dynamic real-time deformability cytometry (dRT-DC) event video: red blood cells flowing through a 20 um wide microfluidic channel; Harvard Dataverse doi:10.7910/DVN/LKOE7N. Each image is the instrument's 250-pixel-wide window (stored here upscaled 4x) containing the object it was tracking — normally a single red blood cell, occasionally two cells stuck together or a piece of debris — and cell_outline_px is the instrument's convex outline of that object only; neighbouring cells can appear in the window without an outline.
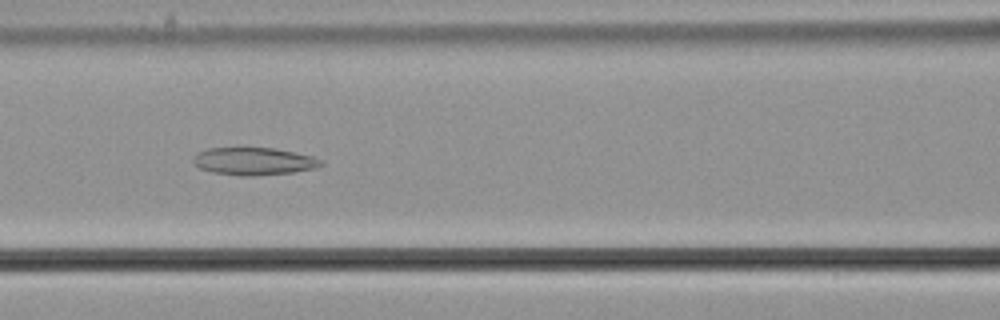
{"species": "common noctule bat (a hibernating species)", "species_latin": "Nyctalus noctula", "temperature_condition": "cold", "stored_images_in_passage": 54, "camera_frame_rate_fps": 3000, "um_per_image_px": 0.085, "animal": {"sex": "male", "body_mass_g": 21.5, "forearm_length_mm": 52.0}, "frame": {"image": 1, "passage_image": 25, "time_ms": 8.0, "image_size_px": [1000, 320], "cell_outline_px": [[324, 164], [316, 168], [292, 172], [252, 176], [240, 176], [212, 172], [200, 168], [192, 160], [196, 152], [208, 148], [272, 148], [312, 156], [324, 160]], "centroid_in_image_um": [21.57, 13.71], "position_along_channel_um": 145.0, "area_um2": 20.46}}
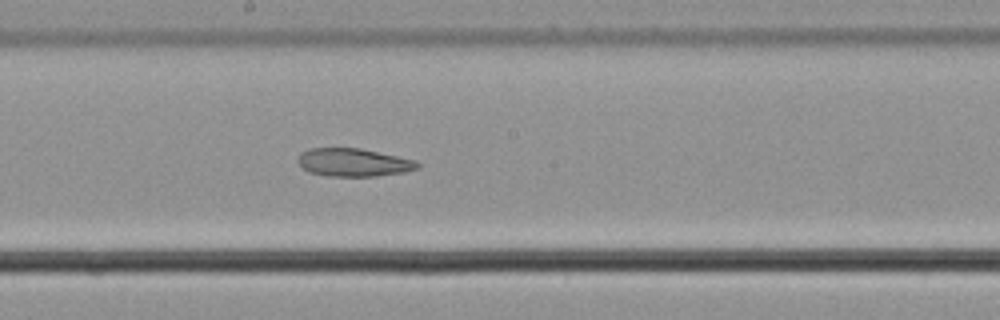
{"frame": {"image": 2, "passage_image": 31, "time_ms": 10.0, "image_size_px": [1000, 320], "cell_outline_px": [[420, 168], [404, 172], [376, 176], [328, 176], [308, 172], [296, 160], [300, 152], [308, 148], [360, 148], [416, 160], [420, 164]], "centroid_in_image_um": [30.04, 13.8], "position_along_channel_um": 218.2, "area_um2": 19.65}}
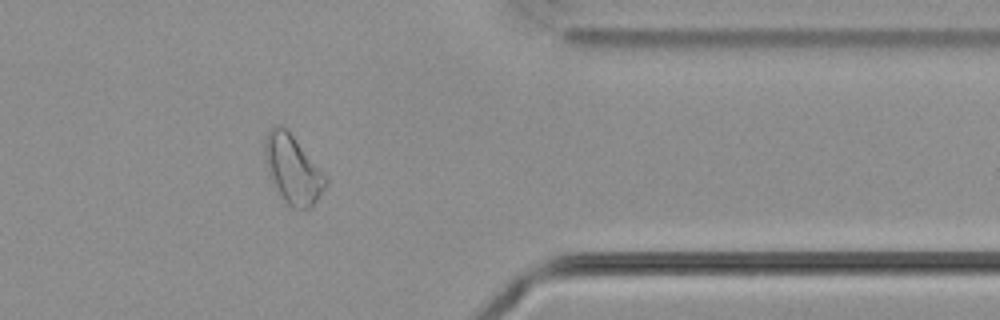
{"frame": {"image": 3, "passage_image": 46, "time_ms": 15.0, "image_size_px": [1000, 320], "cell_outline_px": [[328, 184], [312, 208], [292, 208], [284, 204], [272, 176], [264, 152], [264, 140], [268, 132], [276, 124], [280, 124], [292, 136], [328, 176]], "centroid_in_image_um": [24.94, 14.43], "position_along_channel_um": 386.5, "area_um2": 23.81}}